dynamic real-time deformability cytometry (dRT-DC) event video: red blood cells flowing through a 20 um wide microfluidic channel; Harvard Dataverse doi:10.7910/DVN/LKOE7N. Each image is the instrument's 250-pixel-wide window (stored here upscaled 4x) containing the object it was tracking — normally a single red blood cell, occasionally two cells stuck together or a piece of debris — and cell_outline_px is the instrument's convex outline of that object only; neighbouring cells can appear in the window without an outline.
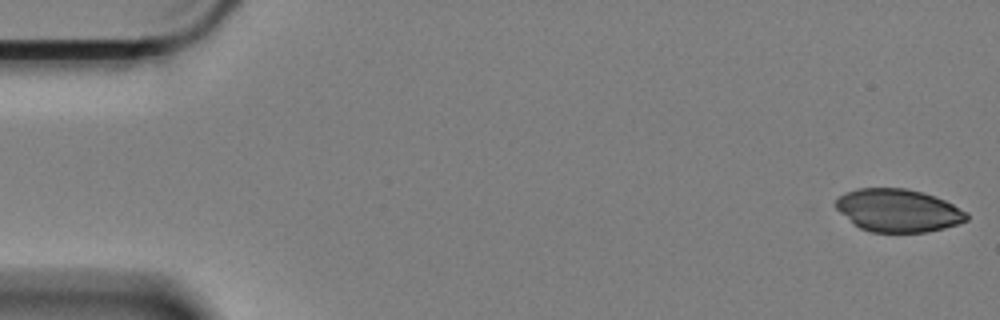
{"species": "Egyptian fruit bat (a non-hibernating species)", "species_latin": "Rousettus aegyptiacus", "temperature_condition": "cold", "stored_images_in_passage": 59, "camera_frame_rate_fps": 3000, "um_per_image_px": 0.085, "animal": {"sex": "female"}, "frame": {"image": 1, "passage_image": 1, "time_ms": 0.0, "image_size_px": [1000, 320], "cell_outline_px": [[968, 220], [944, 228], [924, 232], [872, 232], [860, 228], [840, 212], [836, 208], [836, 200], [844, 192], [856, 188], [908, 188], [924, 192], [936, 196], [968, 212]], "centroid_in_image_um": [76.35, 17.87], "position_along_channel_um": 8.6, "area_um2": 32.66}}
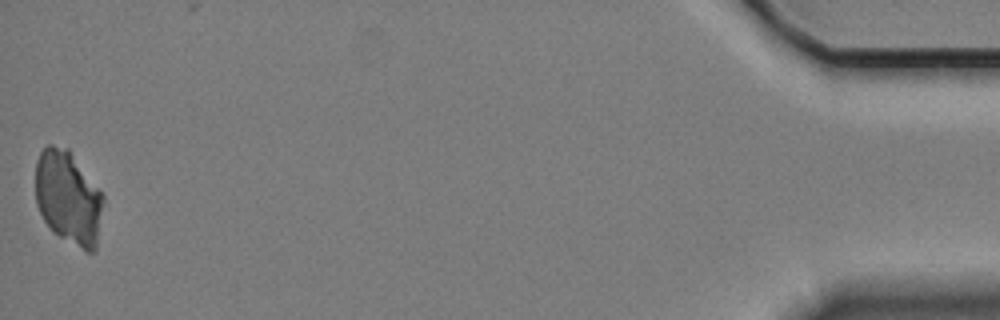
{"frame": {"image": 2, "passage_image": 59, "time_ms": 19.333, "image_size_px": [1000, 320], "cell_outline_px": [[104, 200], [96, 252], [84, 252], [52, 232], [44, 220], [36, 204], [36, 160], [40, 152], [48, 144], [52, 144], [68, 148], [104, 196]], "centroid_in_image_um": [5.81, 16.84], "position_along_channel_um": 429.4, "area_um2": 37.34}}